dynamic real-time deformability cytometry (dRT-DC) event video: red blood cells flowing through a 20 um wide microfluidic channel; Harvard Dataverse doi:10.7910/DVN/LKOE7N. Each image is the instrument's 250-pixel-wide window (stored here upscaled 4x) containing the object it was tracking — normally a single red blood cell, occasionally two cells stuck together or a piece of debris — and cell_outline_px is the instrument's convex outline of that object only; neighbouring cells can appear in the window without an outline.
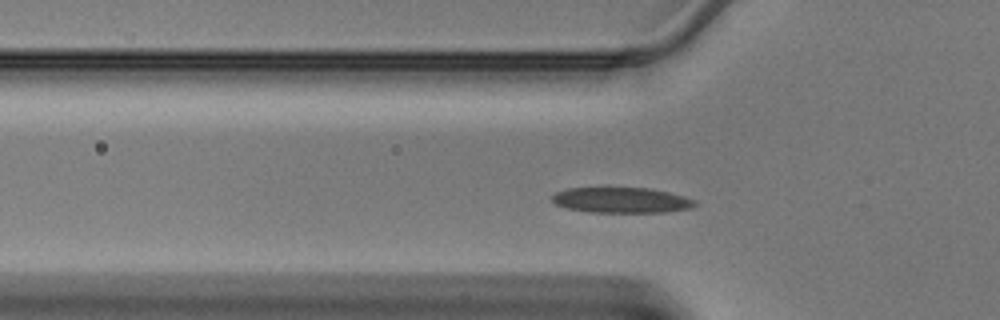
{"species": "Egyptian fruit bat (a non-hibernating species)", "species_latin": "Rousettus aegyptiacus", "temperature_condition": "warm", "stored_images_in_passage": 40, "camera_frame_rate_fps": 3000, "um_per_image_px": 0.085, "animal": {"sex": "male"}, "frame": {"image": 1, "passage_image": 8, "time_ms": 2.333, "image_size_px": [1000, 320], "cell_outline_px": [[696, 204], [692, 208], [664, 212], [588, 212], [568, 208], [556, 204], [552, 200], [552, 196], [556, 192], [568, 188], [648, 188], [668, 192], [684, 196], [696, 200]], "centroid_in_image_um": [52.84, 17.01], "position_along_channel_um": 73.0, "area_um2": 21.1}}
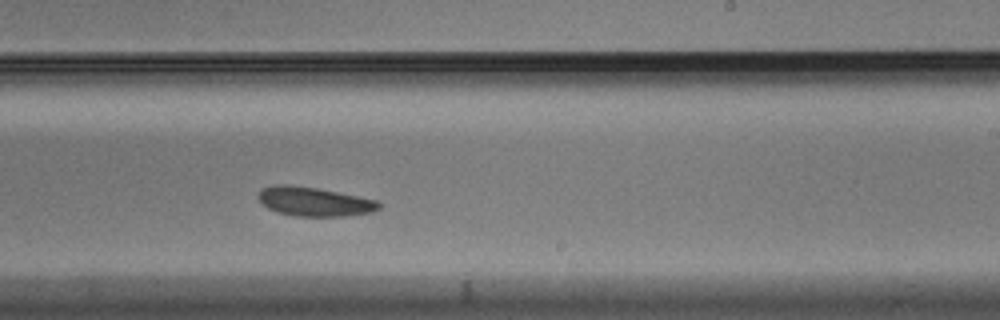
{"frame": {"image": 2, "passage_image": 21, "time_ms": 6.667, "image_size_px": [1000, 320], "cell_outline_px": [[380, 208], [372, 212], [344, 216], [296, 216], [280, 212], [268, 208], [256, 196], [260, 188], [272, 184], [292, 184], [316, 188], [380, 200]], "centroid_in_image_um": [26.7, 17.11], "position_along_channel_um": 262.3, "area_um2": 20.58}}
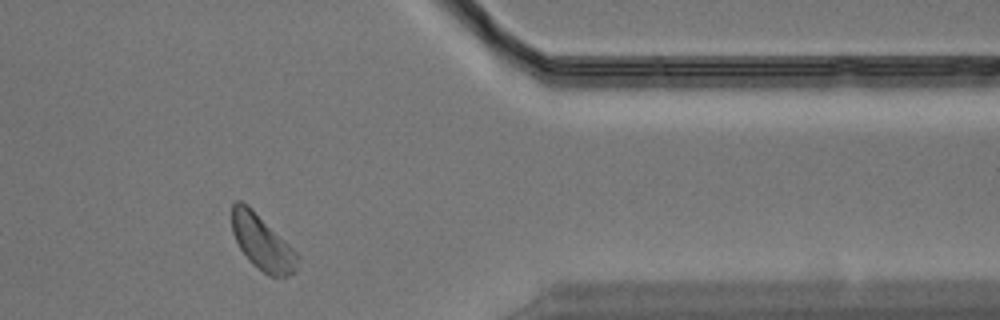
{"frame": {"image": 3, "passage_image": 31, "time_ms": 10.0, "image_size_px": [1000, 320], "cell_outline_px": [[296, 272], [288, 276], [268, 276], [252, 264], [248, 260], [240, 248], [232, 232], [232, 204], [236, 200], [240, 200], [248, 204], [296, 252]], "centroid_in_image_um": [22.24, 20.6], "position_along_channel_um": 389.2, "area_um2": 20.69}}